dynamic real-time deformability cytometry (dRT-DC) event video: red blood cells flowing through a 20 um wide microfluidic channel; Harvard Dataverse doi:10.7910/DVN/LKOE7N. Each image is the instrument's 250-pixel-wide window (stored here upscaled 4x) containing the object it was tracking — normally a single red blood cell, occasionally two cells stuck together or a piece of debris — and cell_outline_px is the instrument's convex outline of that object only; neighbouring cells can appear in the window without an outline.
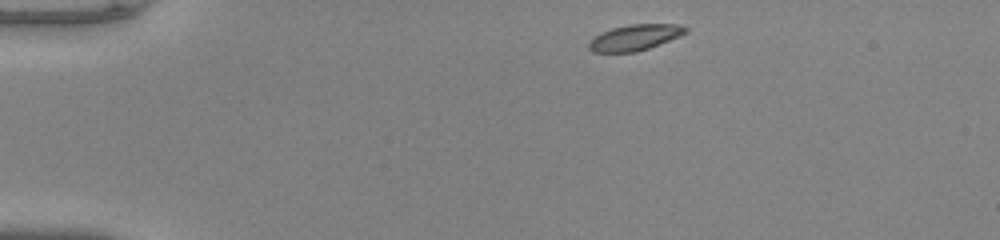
{"species": "common noctule bat (a hibernating species)", "species_latin": "Nyctalus noctula", "temperature_condition": "warm", "stored_images_in_passage": 42, "camera_frame_rate_fps": 3000, "um_per_image_px": 0.085, "animal": {"sex": "male", "body_mass_g": 20.0, "forearm_length_mm": 53.3}, "frame": {"image": 1, "passage_image": 1, "time_ms": 0.0, "image_size_px": [1000, 240], "cell_outline_px": [[688, 32], [680, 36], [648, 48], [636, 52], [592, 52], [588, 48], [588, 40], [600, 32], [612, 28], [628, 24], [676, 24], [688, 28]], "centroid_in_image_um": [53.92, 3.18], "position_along_channel_um": 31.1, "area_um2": 14.68}}
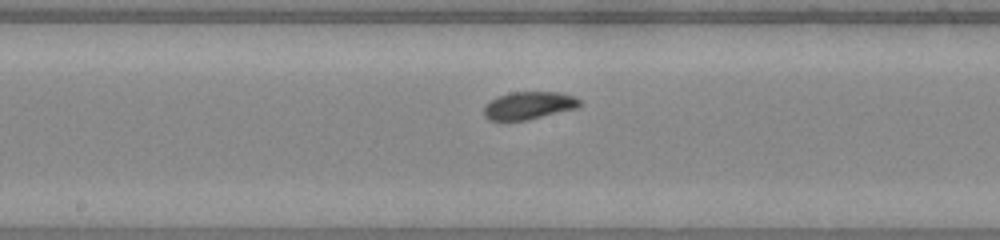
{"frame": {"image": 2, "passage_image": 19, "time_ms": 6.0, "image_size_px": [1000, 240], "cell_outline_px": [[584, 104], [576, 108], [528, 120], [504, 124], [488, 120], [484, 116], [484, 108], [492, 100], [500, 96], [512, 92], [560, 92], [572, 96], [580, 100]], "centroid_in_image_um": [44.92, 9.02], "position_along_channel_um": 203.3, "area_um2": 15.84}}
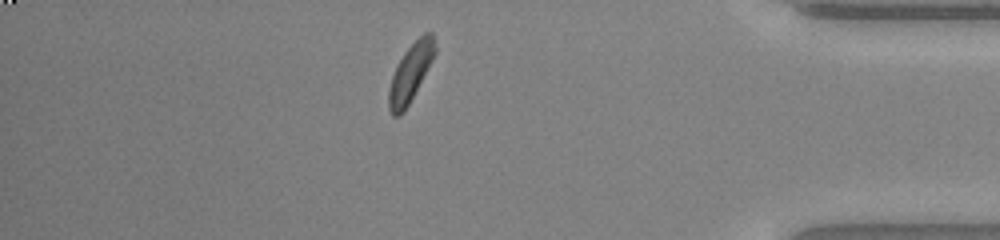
{"frame": {"image": 3, "passage_image": 36, "time_ms": 11.667, "image_size_px": [1000, 240], "cell_outline_px": [[436, 52], [432, 60], [404, 112], [400, 116], [392, 116], [388, 108], [388, 88], [396, 64], [404, 52], [424, 32], [432, 32], [436, 48]], "centroid_in_image_um": [34.86, 6.2], "position_along_channel_um": 400.3, "area_um2": 15.43}, "authors_computed_cell_mechanics": {"area_um2": 15.4615, "velocity_mm_per_s": 4.0291, "shape_relaxation_time_tau1_ms": 2.3379, "shape_relaxation_time_tau2_ms": 4.5411, "deformation_change_tau1": 0.0986, "deformation_change_tau2": 0.0845}}